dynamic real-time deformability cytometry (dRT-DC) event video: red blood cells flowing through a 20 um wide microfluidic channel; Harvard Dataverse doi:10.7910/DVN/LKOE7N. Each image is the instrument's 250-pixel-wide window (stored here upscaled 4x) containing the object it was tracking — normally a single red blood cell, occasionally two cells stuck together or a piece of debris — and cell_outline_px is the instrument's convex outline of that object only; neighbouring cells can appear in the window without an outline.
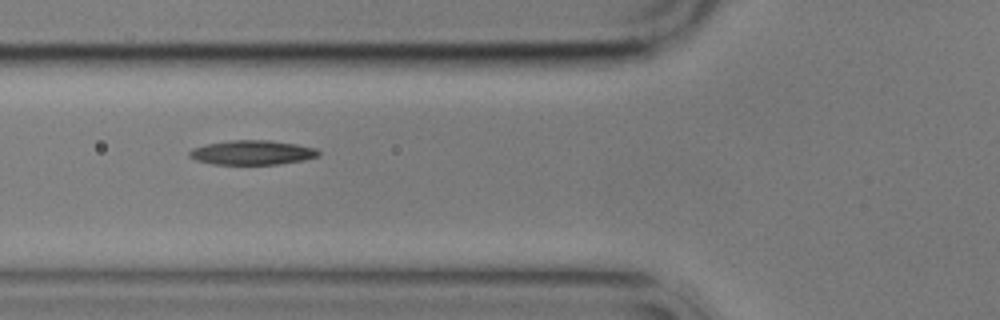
{"species": "common noctule bat (a hibernating species)", "species_latin": "Nyctalus noctula", "temperature_condition": "cold", "stored_images_in_passage": 4, "camera_frame_rate_fps": 3000, "um_per_image_px": 0.085, "animal": {"sex": "male", "body_mass_g": 17.9}, "frame": {"image": 1, "passage_image": 3, "time_ms": 2.333, "image_size_px": [1000, 320], "cell_outline_px": [[320, 156], [304, 160], [276, 164], [212, 164], [196, 160], [188, 156], [188, 152], [192, 148], [204, 144], [228, 140], [268, 140], [296, 144], [316, 148], [320, 152]], "centroid_in_image_um": [21.41, 12.96], "position_along_channel_um": 104.4, "area_um2": 18.5}}
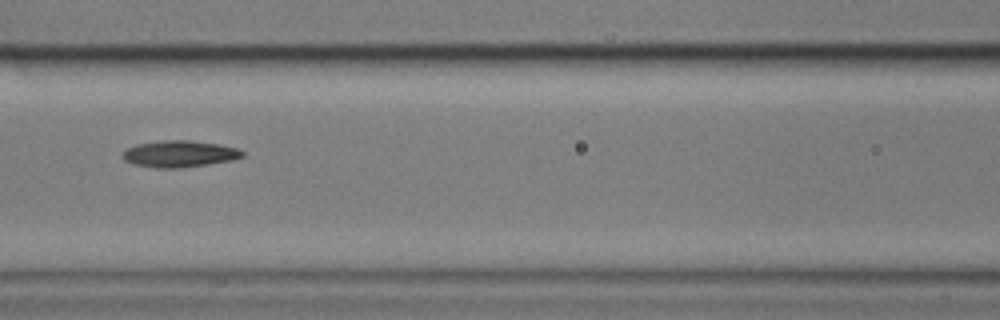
{"frame": {"image": 2, "passage_image": 4, "time_ms": 3.667, "image_size_px": [1000, 320], "cell_outline_px": [[244, 156], [232, 160], [208, 164], [180, 168], [156, 168], [132, 164], [124, 160], [120, 156], [120, 152], [136, 144], [160, 140], [188, 140], [220, 144], [236, 148], [244, 152]], "centroid_in_image_um": [15.2, 13.08], "position_along_channel_um": 151.4, "area_um2": 18.79}}